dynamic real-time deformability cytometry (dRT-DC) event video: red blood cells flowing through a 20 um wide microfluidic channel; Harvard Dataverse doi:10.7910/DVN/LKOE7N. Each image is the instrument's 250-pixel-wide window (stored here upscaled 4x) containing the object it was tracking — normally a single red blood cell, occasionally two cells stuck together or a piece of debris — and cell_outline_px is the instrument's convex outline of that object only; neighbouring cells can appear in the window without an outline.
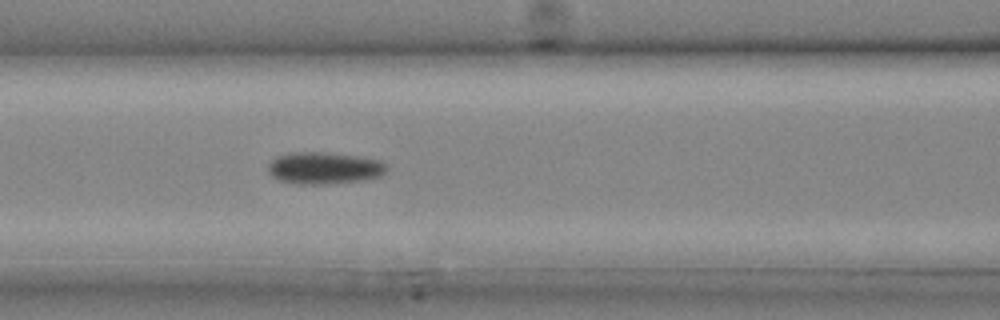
{"species": "common noctule bat (a hibernating species)", "species_latin": "Nyctalus noctula", "temperature_condition": "cold", "stored_images_in_passage": 8, "camera_frame_rate_fps": 3000, "um_per_image_px": 0.085, "animal": {"sex": "male", "body_mass_g": 20.4}, "frame": {"image": 1, "passage_image": 8, "time_ms": 2.333, "image_size_px": [1000, 320], "cell_outline_px": [[388, 172], [380, 176], [368, 180], [324, 184], [300, 184], [280, 180], [272, 176], [268, 172], [268, 164], [276, 156], [288, 152], [324, 152], [356, 156], [380, 160], [388, 164]], "centroid_in_image_um": [27.6, 14.28], "position_along_channel_um": 139.0, "area_um2": 22.37}}